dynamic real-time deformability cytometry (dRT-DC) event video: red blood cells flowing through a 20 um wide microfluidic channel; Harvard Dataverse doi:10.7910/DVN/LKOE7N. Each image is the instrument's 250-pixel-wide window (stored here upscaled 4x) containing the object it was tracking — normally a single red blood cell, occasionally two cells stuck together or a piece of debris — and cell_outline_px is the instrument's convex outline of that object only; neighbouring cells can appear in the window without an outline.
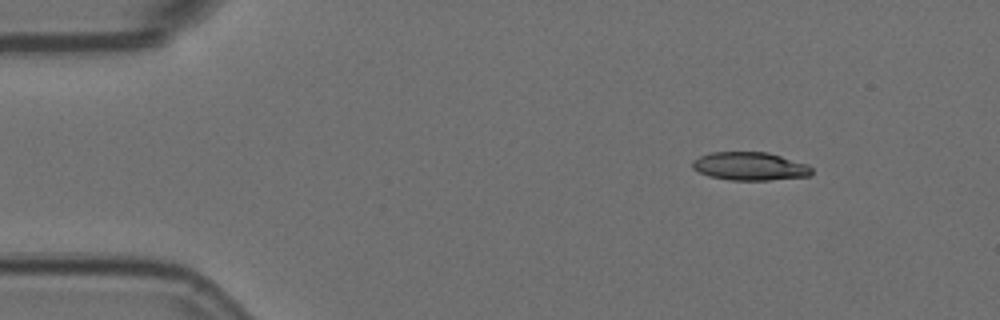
{"species": "Egyptian fruit bat (a non-hibernating species)", "species_latin": "Rousettus aegyptiacus", "temperature_condition": "room temperature", "stored_images_in_passage": 10, "camera_frame_rate_fps": 3000, "um_per_image_px": 0.085, "animal": {"sex": "female"}, "frame": {"image": 1, "passage_image": 1, "time_ms": 0.0, "image_size_px": [1000, 320], "cell_outline_px": [[812, 172], [808, 176], [768, 180], [728, 180], [708, 176], [692, 168], [692, 160], [700, 156], [712, 152], [768, 152], [808, 164], [812, 168]], "centroid_in_image_um": [63.73, 14.13], "position_along_channel_um": 21.3, "area_um2": 19.65}}
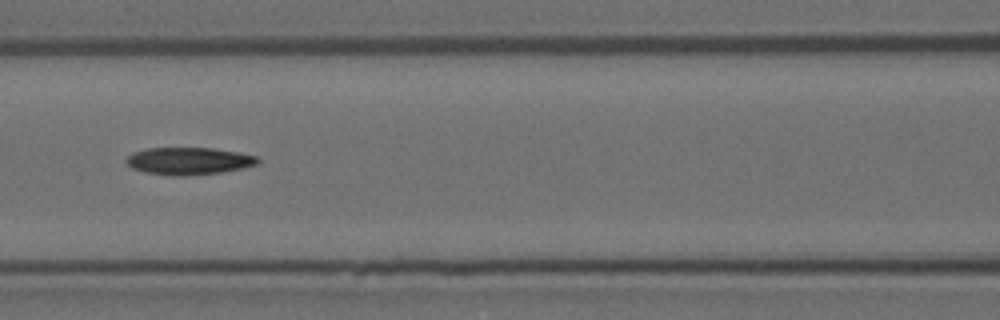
{"frame": {"image": 2, "passage_image": 6, "time_ms": 1.667, "image_size_px": [1000, 320], "cell_outline_px": [[260, 160], [256, 164], [244, 168], [220, 172], [184, 176], [172, 176], [144, 172], [132, 168], [124, 160], [132, 152], [148, 148], [212, 148], [240, 152], [256, 156]], "centroid_in_image_um": [16.03, 13.68], "position_along_channel_um": 150.6, "area_um2": 20.98}}
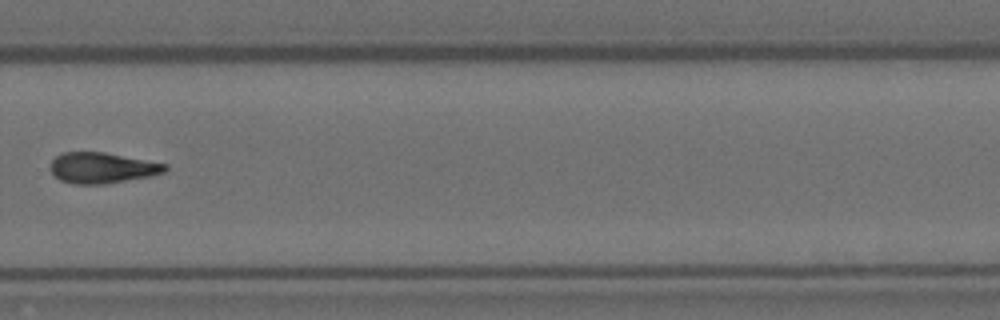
{"frame": {"image": 3, "passage_image": 10, "time_ms": 3.0, "image_size_px": [1000, 320], "cell_outline_px": [[168, 168], [164, 172], [152, 176], [104, 184], [72, 184], [60, 180], [52, 172], [52, 160], [56, 156], [64, 152], [104, 152], [168, 164]], "centroid_in_image_um": [8.71, 14.27], "position_along_channel_um": 321.1, "area_um2": 20.46}}